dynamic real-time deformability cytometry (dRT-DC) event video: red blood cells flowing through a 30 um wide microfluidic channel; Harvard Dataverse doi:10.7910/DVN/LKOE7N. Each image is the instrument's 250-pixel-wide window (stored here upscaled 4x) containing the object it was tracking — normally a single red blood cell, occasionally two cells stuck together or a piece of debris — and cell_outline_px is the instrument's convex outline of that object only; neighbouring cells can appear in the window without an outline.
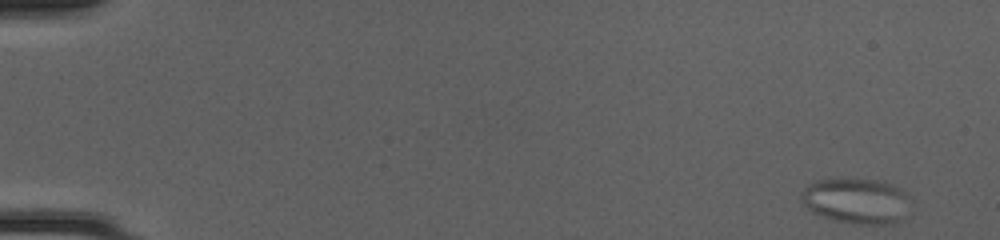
{"species": "common noctule bat (a hibernating species)", "species_latin": "Nyctalus noctula", "temperature_condition": "cold", "stored_images_in_passage": 10, "camera_frame_rate_fps": 3000, "um_per_image_px": 0.085, "animal": {"sex": "female", "body_mass_g": 20.0, "forearm_length_mm": 54.0}, "frame": {"image": 1, "passage_image": 1, "time_ms": 0.0, "image_size_px": [1000, 240], "cell_outline_px": [[912, 200], [904, 216], [900, 220], [892, 224], [852, 224], [836, 220], [812, 212], [800, 200], [800, 196], [804, 188], [808, 184], [816, 180], [840, 176], [876, 180], [892, 184], [900, 188]], "centroid_in_image_um": [72.78, 17.03], "position_along_channel_um": 12.2, "area_um2": 29.65}}